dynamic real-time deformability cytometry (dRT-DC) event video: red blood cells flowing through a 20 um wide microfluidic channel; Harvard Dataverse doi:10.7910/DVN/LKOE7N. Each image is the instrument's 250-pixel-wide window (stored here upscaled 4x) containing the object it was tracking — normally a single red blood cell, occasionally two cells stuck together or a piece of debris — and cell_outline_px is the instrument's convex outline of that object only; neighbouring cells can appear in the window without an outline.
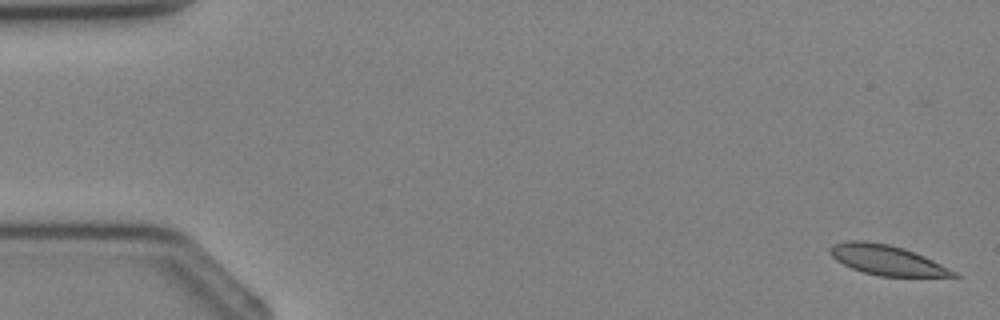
{"species": "Egyptian fruit bat (a non-hibernating species)", "species_latin": "Rousettus aegyptiacus", "temperature_condition": "cold", "stored_images_in_passage": 3, "camera_frame_rate_fps": 3000, "um_per_image_px": 0.085, "animal": {"sex": "female"}, "frame": {"image": 1, "passage_image": 1, "time_ms": 0.0, "image_size_px": [1000, 320], "cell_outline_px": [[960, 276], [880, 276], [864, 272], [852, 268], [836, 260], [828, 252], [828, 248], [832, 244], [844, 240], [868, 240], [888, 244], [904, 248], [924, 256], [956, 272]], "centroid_in_image_um": [75.3, 22.07], "position_along_channel_um": 9.7, "area_um2": 21.44}}